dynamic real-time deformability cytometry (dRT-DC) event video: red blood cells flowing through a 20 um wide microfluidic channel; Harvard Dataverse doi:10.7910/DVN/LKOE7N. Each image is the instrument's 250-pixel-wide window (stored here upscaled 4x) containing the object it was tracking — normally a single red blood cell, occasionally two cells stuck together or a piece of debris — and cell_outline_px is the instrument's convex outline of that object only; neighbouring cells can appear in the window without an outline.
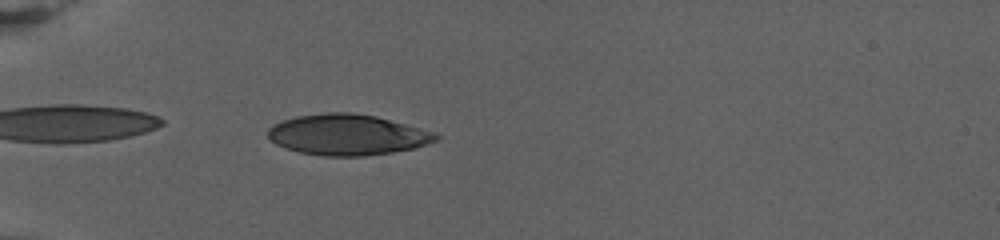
{"species": "human", "species_latin": "Homo sapiens", "temperature_condition": "warm", "stored_images_in_passage": 58, "camera_frame_rate_fps": 3000, "um_per_image_px": 0.085, "donor": {"sex": "female"}, "frame": {"image": 1, "passage_image": 5, "time_ms": 1.333, "image_size_px": [1000, 240], "cell_outline_px": [[440, 136], [436, 140], [412, 148], [392, 152], [364, 156], [324, 156], [300, 152], [284, 148], [276, 144], [268, 136], [268, 128], [284, 120], [296, 116], [328, 112], [348, 112], [376, 116], [436, 132]], "centroid_in_image_um": [29.52, 11.45], "position_along_channel_um": 55.5, "area_um2": 39.65}}
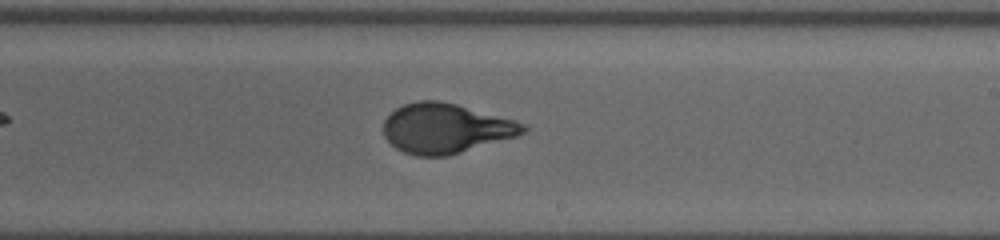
{"frame": {"image": 2, "passage_image": 29, "time_ms": 9.333, "image_size_px": [1000, 240], "cell_outline_px": [[528, 128], [524, 132], [516, 136], [448, 156], [416, 156], [404, 152], [396, 148], [384, 136], [384, 120], [396, 108], [404, 104], [420, 100], [436, 100], [456, 104], [512, 120], [524, 124]], "centroid_in_image_um": [37.84, 10.92], "position_along_channel_um": 251.2, "area_um2": 40.0}}
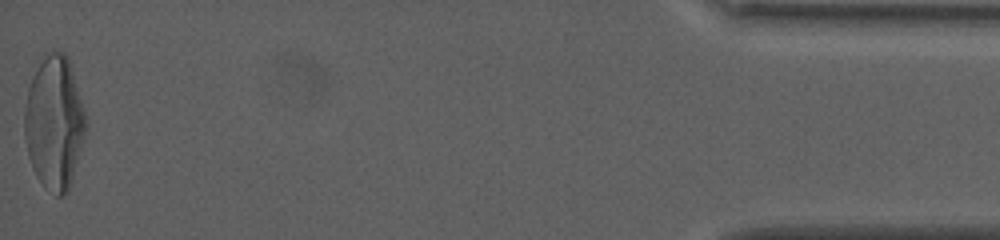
{"frame": {"image": 3, "passage_image": 58, "time_ms": 19.0, "image_size_px": [1000, 240], "cell_outline_px": [[88, 124], [72, 180], [68, 192], [64, 196], [56, 196], [44, 188], [36, 176], [32, 168], [28, 156], [24, 132], [24, 112], [28, 88], [40, 64], [52, 48], [64, 52], [68, 56]], "centroid_in_image_um": [4.62, 10.48], "position_along_channel_um": 430.6, "area_um2": 47.63}, "authors_computed_cell_mechanics": {"area_um2": 40.5467, "velocity_mm_per_s": 2.6956, "shape_relaxation_time_tau1_ms": 7.7872, "shape_relaxation_time_tau2_ms": null, "deformation_change_tau1": 0.2559, "deformation_change_tau2": null}}